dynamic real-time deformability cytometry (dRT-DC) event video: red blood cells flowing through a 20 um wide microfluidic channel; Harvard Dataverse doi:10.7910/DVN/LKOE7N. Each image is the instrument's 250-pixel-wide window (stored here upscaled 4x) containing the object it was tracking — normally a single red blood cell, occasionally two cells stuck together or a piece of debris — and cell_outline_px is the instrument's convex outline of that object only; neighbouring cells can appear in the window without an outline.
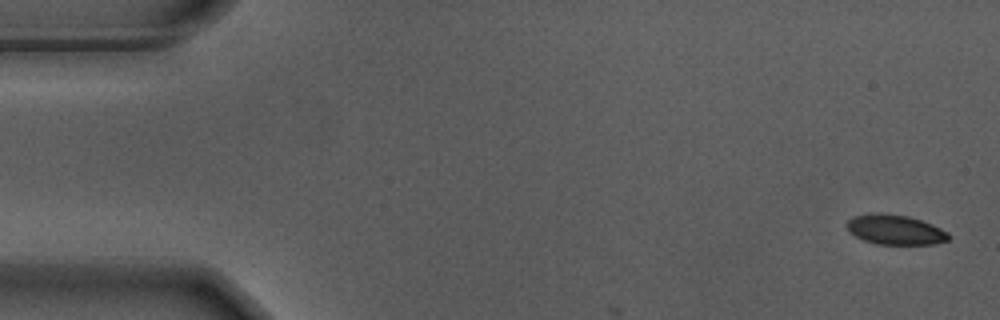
{"species": "Egyptian fruit bat (a non-hibernating species)", "species_latin": "Rousettus aegyptiacus", "temperature_condition": "warm", "stored_images_in_passage": 7, "camera_frame_rate_fps": 3000, "um_per_image_px": 0.085, "animal": {"sex": "male"}, "frame": {"image": 1, "passage_image": 1, "time_ms": 0.0, "image_size_px": [1000, 320], "cell_outline_px": [[948, 240], [936, 244], [876, 244], [864, 240], [848, 232], [844, 224], [852, 216], [908, 216], [932, 224], [948, 232]], "centroid_in_image_um": [76.1, 19.58], "position_along_channel_um": 8.9, "area_um2": 16.99}}